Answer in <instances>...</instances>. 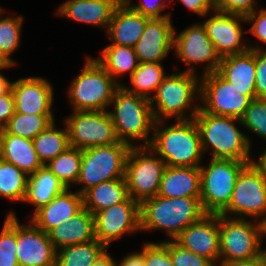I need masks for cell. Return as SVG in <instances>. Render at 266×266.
I'll list each match as a JSON object with an SVG mask.
<instances>
[{"instance_id":"60d3db41","label":"cell","mask_w":266,"mask_h":266,"mask_svg":"<svg viewBox=\"0 0 266 266\" xmlns=\"http://www.w3.org/2000/svg\"><path fill=\"white\" fill-rule=\"evenodd\" d=\"M145 266H174L169 253V240L160 242H145Z\"/></svg>"},{"instance_id":"e575fe53","label":"cell","mask_w":266,"mask_h":266,"mask_svg":"<svg viewBox=\"0 0 266 266\" xmlns=\"http://www.w3.org/2000/svg\"><path fill=\"white\" fill-rule=\"evenodd\" d=\"M54 121L53 114H24L15 112L3 130L7 134L32 140Z\"/></svg>"},{"instance_id":"30bf717a","label":"cell","mask_w":266,"mask_h":266,"mask_svg":"<svg viewBox=\"0 0 266 266\" xmlns=\"http://www.w3.org/2000/svg\"><path fill=\"white\" fill-rule=\"evenodd\" d=\"M250 221L219 214L220 263L251 260L264 254L260 223Z\"/></svg>"},{"instance_id":"d6a6232c","label":"cell","mask_w":266,"mask_h":266,"mask_svg":"<svg viewBox=\"0 0 266 266\" xmlns=\"http://www.w3.org/2000/svg\"><path fill=\"white\" fill-rule=\"evenodd\" d=\"M106 250L97 239L61 247L56 252L55 266H91Z\"/></svg>"},{"instance_id":"7402d4cb","label":"cell","mask_w":266,"mask_h":266,"mask_svg":"<svg viewBox=\"0 0 266 266\" xmlns=\"http://www.w3.org/2000/svg\"><path fill=\"white\" fill-rule=\"evenodd\" d=\"M217 72L242 94L256 98V50L223 57Z\"/></svg>"},{"instance_id":"3957f363","label":"cell","mask_w":266,"mask_h":266,"mask_svg":"<svg viewBox=\"0 0 266 266\" xmlns=\"http://www.w3.org/2000/svg\"><path fill=\"white\" fill-rule=\"evenodd\" d=\"M165 125L166 121H155L149 147L167 166L200 167L204 155L194 119Z\"/></svg>"},{"instance_id":"52a82bcc","label":"cell","mask_w":266,"mask_h":266,"mask_svg":"<svg viewBox=\"0 0 266 266\" xmlns=\"http://www.w3.org/2000/svg\"><path fill=\"white\" fill-rule=\"evenodd\" d=\"M200 170V201L206 214H221L229 205L240 172L250 163L211 158Z\"/></svg>"},{"instance_id":"f6af8a7d","label":"cell","mask_w":266,"mask_h":266,"mask_svg":"<svg viewBox=\"0 0 266 266\" xmlns=\"http://www.w3.org/2000/svg\"><path fill=\"white\" fill-rule=\"evenodd\" d=\"M246 22L251 24L248 31L257 37L259 42L266 45V8L256 9L245 16Z\"/></svg>"},{"instance_id":"5b68a950","label":"cell","mask_w":266,"mask_h":266,"mask_svg":"<svg viewBox=\"0 0 266 266\" xmlns=\"http://www.w3.org/2000/svg\"><path fill=\"white\" fill-rule=\"evenodd\" d=\"M111 105L113 110H108V113L117 139L130 147L149 146L152 140L149 134L153 135L151 131L155 124L150 99L130 93L120 85L115 90ZM137 140L143 141V144L135 143Z\"/></svg>"},{"instance_id":"7c38bea8","label":"cell","mask_w":266,"mask_h":266,"mask_svg":"<svg viewBox=\"0 0 266 266\" xmlns=\"http://www.w3.org/2000/svg\"><path fill=\"white\" fill-rule=\"evenodd\" d=\"M265 213L266 183L250 163L238 175L229 205L221 215L260 221Z\"/></svg>"},{"instance_id":"7bdbcfd3","label":"cell","mask_w":266,"mask_h":266,"mask_svg":"<svg viewBox=\"0 0 266 266\" xmlns=\"http://www.w3.org/2000/svg\"><path fill=\"white\" fill-rule=\"evenodd\" d=\"M126 3L137 13L149 18L171 17V13H162L165 8L170 7L164 0H140L135 4H131V0H126Z\"/></svg>"},{"instance_id":"f5cc1de1","label":"cell","mask_w":266,"mask_h":266,"mask_svg":"<svg viewBox=\"0 0 266 266\" xmlns=\"http://www.w3.org/2000/svg\"><path fill=\"white\" fill-rule=\"evenodd\" d=\"M11 85L12 82L0 73V96L6 94L11 89Z\"/></svg>"},{"instance_id":"d590c367","label":"cell","mask_w":266,"mask_h":266,"mask_svg":"<svg viewBox=\"0 0 266 266\" xmlns=\"http://www.w3.org/2000/svg\"><path fill=\"white\" fill-rule=\"evenodd\" d=\"M82 150L69 147L66 151L50 160L45 166L65 185L70 188L77 183L81 168Z\"/></svg>"},{"instance_id":"d6986e66","label":"cell","mask_w":266,"mask_h":266,"mask_svg":"<svg viewBox=\"0 0 266 266\" xmlns=\"http://www.w3.org/2000/svg\"><path fill=\"white\" fill-rule=\"evenodd\" d=\"M15 112L24 114H54V91L44 77L29 76L12 81Z\"/></svg>"},{"instance_id":"603a6c76","label":"cell","mask_w":266,"mask_h":266,"mask_svg":"<svg viewBox=\"0 0 266 266\" xmlns=\"http://www.w3.org/2000/svg\"><path fill=\"white\" fill-rule=\"evenodd\" d=\"M118 5L116 0H68L59 6L56 15L108 29Z\"/></svg>"},{"instance_id":"8fae6325","label":"cell","mask_w":266,"mask_h":266,"mask_svg":"<svg viewBox=\"0 0 266 266\" xmlns=\"http://www.w3.org/2000/svg\"><path fill=\"white\" fill-rule=\"evenodd\" d=\"M64 120L71 147L83 150L119 141L108 111H73Z\"/></svg>"},{"instance_id":"1f68e13d","label":"cell","mask_w":266,"mask_h":266,"mask_svg":"<svg viewBox=\"0 0 266 266\" xmlns=\"http://www.w3.org/2000/svg\"><path fill=\"white\" fill-rule=\"evenodd\" d=\"M34 149L43 165L70 147L68 129L56 128L55 121L32 139Z\"/></svg>"},{"instance_id":"e0dca14e","label":"cell","mask_w":266,"mask_h":266,"mask_svg":"<svg viewBox=\"0 0 266 266\" xmlns=\"http://www.w3.org/2000/svg\"><path fill=\"white\" fill-rule=\"evenodd\" d=\"M212 14L213 16L201 23L221 58L249 50V44L243 41L241 28V22L246 23L245 16L215 10Z\"/></svg>"},{"instance_id":"11a10c76","label":"cell","mask_w":266,"mask_h":266,"mask_svg":"<svg viewBox=\"0 0 266 266\" xmlns=\"http://www.w3.org/2000/svg\"><path fill=\"white\" fill-rule=\"evenodd\" d=\"M259 223H260V229H261V239L263 242V239L266 236V213L263 216V218L259 221Z\"/></svg>"},{"instance_id":"f907efd6","label":"cell","mask_w":266,"mask_h":266,"mask_svg":"<svg viewBox=\"0 0 266 266\" xmlns=\"http://www.w3.org/2000/svg\"><path fill=\"white\" fill-rule=\"evenodd\" d=\"M251 164L260 173L262 179L266 183V148L259 154L258 160L251 159Z\"/></svg>"},{"instance_id":"ab89813d","label":"cell","mask_w":266,"mask_h":266,"mask_svg":"<svg viewBox=\"0 0 266 266\" xmlns=\"http://www.w3.org/2000/svg\"><path fill=\"white\" fill-rule=\"evenodd\" d=\"M169 253L174 266H216L211 260L189 251L175 240H169Z\"/></svg>"},{"instance_id":"681fc988","label":"cell","mask_w":266,"mask_h":266,"mask_svg":"<svg viewBox=\"0 0 266 266\" xmlns=\"http://www.w3.org/2000/svg\"><path fill=\"white\" fill-rule=\"evenodd\" d=\"M216 266H266V258L263 254L251 260L223 262L218 263Z\"/></svg>"},{"instance_id":"cb8c5ba5","label":"cell","mask_w":266,"mask_h":266,"mask_svg":"<svg viewBox=\"0 0 266 266\" xmlns=\"http://www.w3.org/2000/svg\"><path fill=\"white\" fill-rule=\"evenodd\" d=\"M150 19L134 11L127 3L119 4L106 31L111 44L134 47Z\"/></svg>"},{"instance_id":"74e56055","label":"cell","mask_w":266,"mask_h":266,"mask_svg":"<svg viewBox=\"0 0 266 266\" xmlns=\"http://www.w3.org/2000/svg\"><path fill=\"white\" fill-rule=\"evenodd\" d=\"M16 252V214L10 211L0 232V266H19Z\"/></svg>"},{"instance_id":"ffe728a7","label":"cell","mask_w":266,"mask_h":266,"mask_svg":"<svg viewBox=\"0 0 266 266\" xmlns=\"http://www.w3.org/2000/svg\"><path fill=\"white\" fill-rule=\"evenodd\" d=\"M171 17L151 18L134 46L139 62L162 63L174 44L175 28Z\"/></svg>"},{"instance_id":"4fadbf2b","label":"cell","mask_w":266,"mask_h":266,"mask_svg":"<svg viewBox=\"0 0 266 266\" xmlns=\"http://www.w3.org/2000/svg\"><path fill=\"white\" fill-rule=\"evenodd\" d=\"M173 49L176 57L187 65L185 72L197 74L195 65L204 63L202 75L213 73L218 70L222 59L201 22L192 24L179 33L174 31Z\"/></svg>"},{"instance_id":"ac0fdd59","label":"cell","mask_w":266,"mask_h":266,"mask_svg":"<svg viewBox=\"0 0 266 266\" xmlns=\"http://www.w3.org/2000/svg\"><path fill=\"white\" fill-rule=\"evenodd\" d=\"M175 241L217 265L220 260L219 214L204 215L184 229Z\"/></svg>"},{"instance_id":"db71d44e","label":"cell","mask_w":266,"mask_h":266,"mask_svg":"<svg viewBox=\"0 0 266 266\" xmlns=\"http://www.w3.org/2000/svg\"><path fill=\"white\" fill-rule=\"evenodd\" d=\"M15 65H13L11 62H9L5 56H3L1 53H0V70L2 69H7L10 68V67H13Z\"/></svg>"},{"instance_id":"c3c4849f","label":"cell","mask_w":266,"mask_h":266,"mask_svg":"<svg viewBox=\"0 0 266 266\" xmlns=\"http://www.w3.org/2000/svg\"><path fill=\"white\" fill-rule=\"evenodd\" d=\"M116 266H145L144 263V245L140 252H134L126 255Z\"/></svg>"},{"instance_id":"ba28073f","label":"cell","mask_w":266,"mask_h":266,"mask_svg":"<svg viewBox=\"0 0 266 266\" xmlns=\"http://www.w3.org/2000/svg\"><path fill=\"white\" fill-rule=\"evenodd\" d=\"M131 147L123 142L108 146H94L82 150L77 192L83 195L88 189L106 181L124 178L125 163Z\"/></svg>"},{"instance_id":"44dd1931","label":"cell","mask_w":266,"mask_h":266,"mask_svg":"<svg viewBox=\"0 0 266 266\" xmlns=\"http://www.w3.org/2000/svg\"><path fill=\"white\" fill-rule=\"evenodd\" d=\"M66 188L47 205L31 215V220L39 229L48 233L51 229L67 222L84 208L83 195Z\"/></svg>"},{"instance_id":"83f0119b","label":"cell","mask_w":266,"mask_h":266,"mask_svg":"<svg viewBox=\"0 0 266 266\" xmlns=\"http://www.w3.org/2000/svg\"><path fill=\"white\" fill-rule=\"evenodd\" d=\"M65 189V185L44 165L29 175L23 203L33 205L35 213Z\"/></svg>"},{"instance_id":"4316f807","label":"cell","mask_w":266,"mask_h":266,"mask_svg":"<svg viewBox=\"0 0 266 266\" xmlns=\"http://www.w3.org/2000/svg\"><path fill=\"white\" fill-rule=\"evenodd\" d=\"M0 158L14 164L28 176L44 165L39 160L32 140L0 130Z\"/></svg>"},{"instance_id":"9f6ffc18","label":"cell","mask_w":266,"mask_h":266,"mask_svg":"<svg viewBox=\"0 0 266 266\" xmlns=\"http://www.w3.org/2000/svg\"><path fill=\"white\" fill-rule=\"evenodd\" d=\"M119 4L126 3V0H116Z\"/></svg>"},{"instance_id":"6f0895ef","label":"cell","mask_w":266,"mask_h":266,"mask_svg":"<svg viewBox=\"0 0 266 266\" xmlns=\"http://www.w3.org/2000/svg\"><path fill=\"white\" fill-rule=\"evenodd\" d=\"M264 256H265V258H266V249H264Z\"/></svg>"},{"instance_id":"277c9868","label":"cell","mask_w":266,"mask_h":266,"mask_svg":"<svg viewBox=\"0 0 266 266\" xmlns=\"http://www.w3.org/2000/svg\"><path fill=\"white\" fill-rule=\"evenodd\" d=\"M206 215L200 198L154 196L140 203V230H163L169 240Z\"/></svg>"},{"instance_id":"8992f818","label":"cell","mask_w":266,"mask_h":266,"mask_svg":"<svg viewBox=\"0 0 266 266\" xmlns=\"http://www.w3.org/2000/svg\"><path fill=\"white\" fill-rule=\"evenodd\" d=\"M119 86L95 57L88 56L81 72L70 83L67 96L73 111H108Z\"/></svg>"},{"instance_id":"836d02e7","label":"cell","mask_w":266,"mask_h":266,"mask_svg":"<svg viewBox=\"0 0 266 266\" xmlns=\"http://www.w3.org/2000/svg\"><path fill=\"white\" fill-rule=\"evenodd\" d=\"M28 175L12 163L0 158V196L12 202H23Z\"/></svg>"},{"instance_id":"6da1fadb","label":"cell","mask_w":266,"mask_h":266,"mask_svg":"<svg viewBox=\"0 0 266 266\" xmlns=\"http://www.w3.org/2000/svg\"><path fill=\"white\" fill-rule=\"evenodd\" d=\"M200 134L203 155L210 148L214 159H233L251 163V140L236 124L241 120L204 112L201 108L193 118Z\"/></svg>"},{"instance_id":"d4e9b609","label":"cell","mask_w":266,"mask_h":266,"mask_svg":"<svg viewBox=\"0 0 266 266\" xmlns=\"http://www.w3.org/2000/svg\"><path fill=\"white\" fill-rule=\"evenodd\" d=\"M156 196L200 198L199 167L167 166Z\"/></svg>"},{"instance_id":"bcb514c9","label":"cell","mask_w":266,"mask_h":266,"mask_svg":"<svg viewBox=\"0 0 266 266\" xmlns=\"http://www.w3.org/2000/svg\"><path fill=\"white\" fill-rule=\"evenodd\" d=\"M15 113L12 89L0 96V130L3 129Z\"/></svg>"},{"instance_id":"7dc6e473","label":"cell","mask_w":266,"mask_h":266,"mask_svg":"<svg viewBox=\"0 0 266 266\" xmlns=\"http://www.w3.org/2000/svg\"><path fill=\"white\" fill-rule=\"evenodd\" d=\"M175 1V0H169ZM183 5L193 13L199 16H210L215 10V0H179ZM210 14V15H209Z\"/></svg>"},{"instance_id":"9c48e42d","label":"cell","mask_w":266,"mask_h":266,"mask_svg":"<svg viewBox=\"0 0 266 266\" xmlns=\"http://www.w3.org/2000/svg\"><path fill=\"white\" fill-rule=\"evenodd\" d=\"M166 167L149 146L131 147L124 172L128 195L139 203L156 196Z\"/></svg>"},{"instance_id":"f1b7e54d","label":"cell","mask_w":266,"mask_h":266,"mask_svg":"<svg viewBox=\"0 0 266 266\" xmlns=\"http://www.w3.org/2000/svg\"><path fill=\"white\" fill-rule=\"evenodd\" d=\"M124 178L102 182L83 194L84 208L91 214L123 202L128 197Z\"/></svg>"},{"instance_id":"9a60e30c","label":"cell","mask_w":266,"mask_h":266,"mask_svg":"<svg viewBox=\"0 0 266 266\" xmlns=\"http://www.w3.org/2000/svg\"><path fill=\"white\" fill-rule=\"evenodd\" d=\"M95 238L107 248L125 234L140 232V203L128 196L123 202L94 214Z\"/></svg>"},{"instance_id":"7a4b0ae2","label":"cell","mask_w":266,"mask_h":266,"mask_svg":"<svg viewBox=\"0 0 266 266\" xmlns=\"http://www.w3.org/2000/svg\"><path fill=\"white\" fill-rule=\"evenodd\" d=\"M173 72L163 79L150 98L155 121L167 122L169 118H175V121L191 120L199 112L201 77L179 69Z\"/></svg>"},{"instance_id":"8d00e7d4","label":"cell","mask_w":266,"mask_h":266,"mask_svg":"<svg viewBox=\"0 0 266 266\" xmlns=\"http://www.w3.org/2000/svg\"><path fill=\"white\" fill-rule=\"evenodd\" d=\"M4 12L6 10L0 6V17L4 15ZM23 20V16H9L0 19V53L13 65L16 62L10 56L18 49L21 43Z\"/></svg>"},{"instance_id":"816d5d0a","label":"cell","mask_w":266,"mask_h":266,"mask_svg":"<svg viewBox=\"0 0 266 266\" xmlns=\"http://www.w3.org/2000/svg\"><path fill=\"white\" fill-rule=\"evenodd\" d=\"M91 266H116V260L106 250Z\"/></svg>"},{"instance_id":"ee69618b","label":"cell","mask_w":266,"mask_h":266,"mask_svg":"<svg viewBox=\"0 0 266 266\" xmlns=\"http://www.w3.org/2000/svg\"><path fill=\"white\" fill-rule=\"evenodd\" d=\"M256 4V0H215V11L246 16L257 9Z\"/></svg>"},{"instance_id":"5bb4252c","label":"cell","mask_w":266,"mask_h":266,"mask_svg":"<svg viewBox=\"0 0 266 266\" xmlns=\"http://www.w3.org/2000/svg\"><path fill=\"white\" fill-rule=\"evenodd\" d=\"M251 101L217 71L201 76L200 108L204 112L241 119Z\"/></svg>"},{"instance_id":"f546056e","label":"cell","mask_w":266,"mask_h":266,"mask_svg":"<svg viewBox=\"0 0 266 266\" xmlns=\"http://www.w3.org/2000/svg\"><path fill=\"white\" fill-rule=\"evenodd\" d=\"M95 59L119 85H122V82L118 77L126 73L130 77L139 66L134 47L123 45L108 44Z\"/></svg>"},{"instance_id":"4dcf8cb0","label":"cell","mask_w":266,"mask_h":266,"mask_svg":"<svg viewBox=\"0 0 266 266\" xmlns=\"http://www.w3.org/2000/svg\"><path fill=\"white\" fill-rule=\"evenodd\" d=\"M164 71L162 63L139 62V66L130 76L132 86L122 83V87L130 93L150 99L152 94H155L159 84L168 75Z\"/></svg>"},{"instance_id":"2e32d148","label":"cell","mask_w":266,"mask_h":266,"mask_svg":"<svg viewBox=\"0 0 266 266\" xmlns=\"http://www.w3.org/2000/svg\"><path fill=\"white\" fill-rule=\"evenodd\" d=\"M28 223H19L16 217V254L19 266H55L57 250L48 234L31 220Z\"/></svg>"},{"instance_id":"b9f144b4","label":"cell","mask_w":266,"mask_h":266,"mask_svg":"<svg viewBox=\"0 0 266 266\" xmlns=\"http://www.w3.org/2000/svg\"><path fill=\"white\" fill-rule=\"evenodd\" d=\"M248 45L250 50H256V98H266V49L262 45Z\"/></svg>"},{"instance_id":"f35d334b","label":"cell","mask_w":266,"mask_h":266,"mask_svg":"<svg viewBox=\"0 0 266 266\" xmlns=\"http://www.w3.org/2000/svg\"><path fill=\"white\" fill-rule=\"evenodd\" d=\"M244 128L266 140V98H255L240 119Z\"/></svg>"},{"instance_id":"484cf974","label":"cell","mask_w":266,"mask_h":266,"mask_svg":"<svg viewBox=\"0 0 266 266\" xmlns=\"http://www.w3.org/2000/svg\"><path fill=\"white\" fill-rule=\"evenodd\" d=\"M47 234L56 250L95 240L94 215L83 208L67 222L51 229Z\"/></svg>"}]
</instances>
